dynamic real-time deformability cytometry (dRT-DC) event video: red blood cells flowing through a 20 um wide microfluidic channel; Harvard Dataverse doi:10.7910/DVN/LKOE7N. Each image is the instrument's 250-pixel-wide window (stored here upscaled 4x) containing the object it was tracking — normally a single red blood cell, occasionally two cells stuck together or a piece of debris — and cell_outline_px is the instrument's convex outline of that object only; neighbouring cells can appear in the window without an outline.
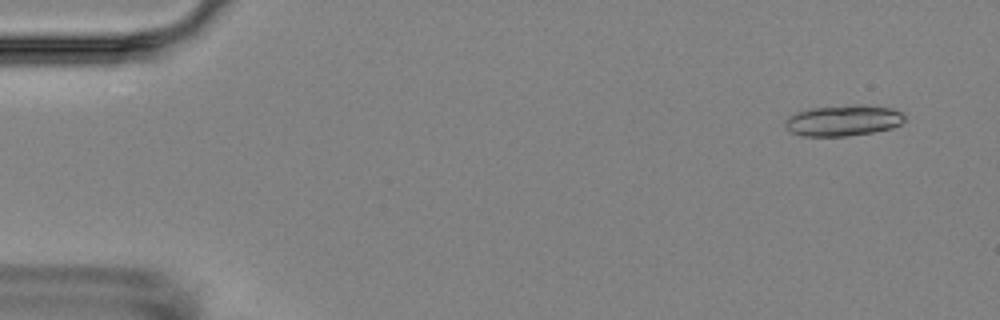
{"species": "Egyptian fruit bat (a non-hibernating species)", "species_latin": "Rousettus aegyptiacus", "temperature_condition": "room temperature", "stored_images_in_passage": 8, "camera_frame_rate_fps": 3000, "um_per_image_px": 0.085, "animal": {"sex": "female"}, "frame": {"image": 1, "passage_image": 1, "time_ms": 0.0, "image_size_px": [1000, 320], "cell_outline_px": [[904, 120], [900, 124], [892, 128], [872, 132], [848, 136], [804, 136], [792, 132], [784, 128], [784, 120], [788, 116], [796, 112], [812, 108], [860, 104], [864, 104], [892, 108], [904, 112]], "centroid_in_image_um": [71.67, 10.23], "position_along_channel_um": 13.3, "area_um2": 21.73}}
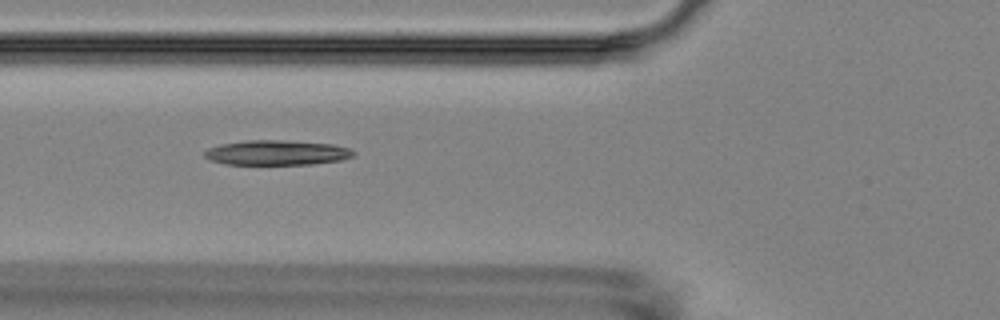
{"frame": {"image": 2, "passage_image": 6, "time_ms": 5.667, "image_size_px": [1000, 320], "cell_outline_px": [[356, 152], [352, 156], [340, 160], [312, 164], [224, 164], [212, 160], [204, 156], [204, 152], [208, 148], [220, 144], [248, 140], [284, 140], [332, 144], [352, 148]], "centroid_in_image_um": [23.54, 12.97], "position_along_channel_um": 102.3, "area_um2": 21.56}}
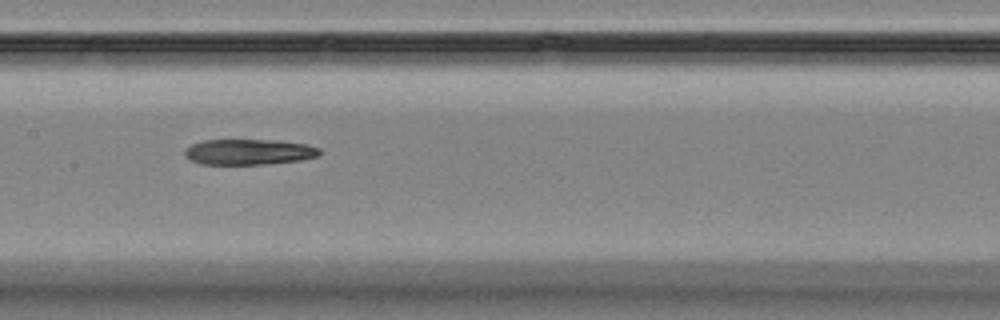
{"frame": {"image": 3, "passage_image": 8, "time_ms": 8.0, "image_size_px": [1000, 320], "cell_outline_px": [[320, 152], [316, 156], [300, 160], [264, 164], [204, 164], [192, 160], [184, 156], [184, 152], [192, 144], [204, 140], [280, 140], [308, 144], [320, 148]], "centroid_in_image_um": [21.18, 12.9], "position_along_channel_um": 186.2, "area_um2": 20.0}}